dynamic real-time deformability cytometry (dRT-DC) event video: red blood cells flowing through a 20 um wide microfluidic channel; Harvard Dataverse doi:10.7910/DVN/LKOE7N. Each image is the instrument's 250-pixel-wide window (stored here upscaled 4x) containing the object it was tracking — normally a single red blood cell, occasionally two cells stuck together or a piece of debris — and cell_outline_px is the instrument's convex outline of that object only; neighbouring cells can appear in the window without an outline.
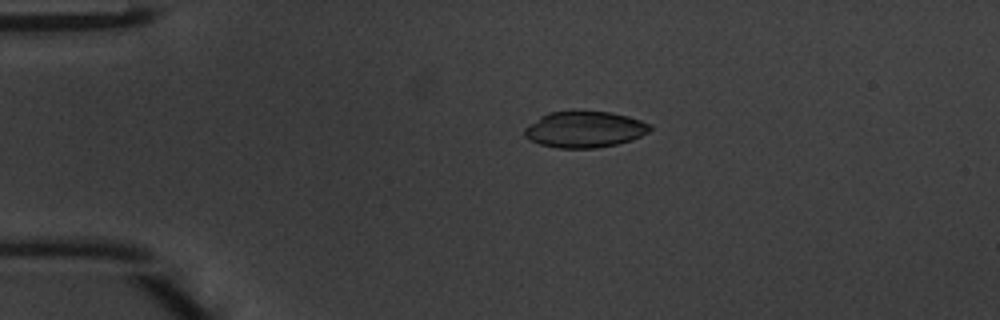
{"species": "common noctule bat (a hibernating species)", "species_latin": "Nyctalus noctula", "temperature_condition": "warm", "stored_images_in_passage": 47, "camera_frame_rate_fps": 3000, "um_per_image_px": 0.085, "animal": {"sex": "male", "body_mass_g": 20.1, "forearm_length_mm": 53.5}, "frame": {"image": 1, "passage_image": 10, "time_ms": 3.0, "image_size_px": [1000, 320], "cell_outline_px": [[652, 128], [648, 132], [632, 140], [616, 144], [596, 148], [556, 148], [540, 144], [528, 140], [524, 136], [524, 128], [528, 124], [540, 116], [548, 112], [612, 112], [628, 116], [652, 124]], "centroid_in_image_um": [49.67, 11.01], "position_along_channel_um": 35.3, "area_um2": 26.53}}
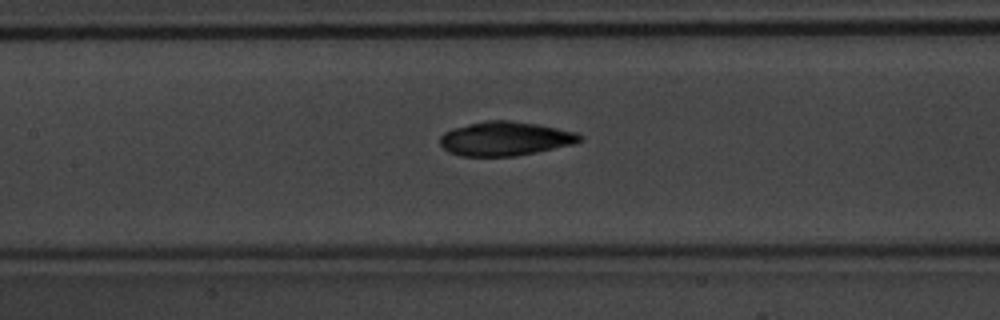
{"frame": {"image": 2, "passage_image": 22, "time_ms": 7.0, "image_size_px": [1000, 320], "cell_outline_px": [[584, 140], [572, 144], [536, 152], [516, 156], [460, 156], [448, 152], [440, 144], [440, 136], [444, 132], [452, 128], [468, 124], [488, 120], [508, 120], [536, 124], [576, 132], [584, 136]], "centroid_in_image_um": [42.92, 11.79], "position_along_channel_um": 164.5, "area_um2": 27.74}}
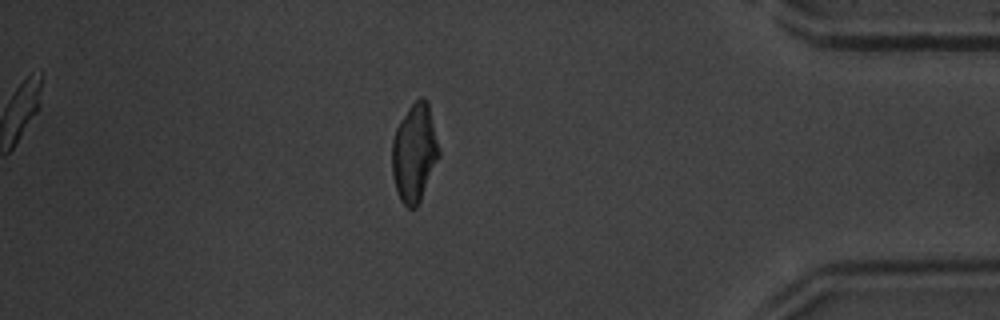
{"frame": {"image": 3, "passage_image": 41, "time_ms": 13.333, "image_size_px": [1000, 320], "cell_outline_px": [[440, 156], [420, 200], [416, 208], [408, 208], [400, 200], [396, 188], [392, 172], [392, 140], [396, 128], [400, 120], [408, 108], [420, 96], [424, 96], [428, 100], [440, 148]], "centroid_in_image_um": [35.24, 12.95], "position_along_channel_um": 400.0, "area_um2": 26.99}, "authors_computed_cell_mechanics": {"area_um2": 27.2238, "velocity_mm_per_s": 4.2652, "shape_relaxation_time_tau1_ms": 3.7472, "shape_relaxation_time_tau2_ms": 3.8408, "deformation_change_tau1": 0.1456, "deformation_change_tau2": 0.0724}}